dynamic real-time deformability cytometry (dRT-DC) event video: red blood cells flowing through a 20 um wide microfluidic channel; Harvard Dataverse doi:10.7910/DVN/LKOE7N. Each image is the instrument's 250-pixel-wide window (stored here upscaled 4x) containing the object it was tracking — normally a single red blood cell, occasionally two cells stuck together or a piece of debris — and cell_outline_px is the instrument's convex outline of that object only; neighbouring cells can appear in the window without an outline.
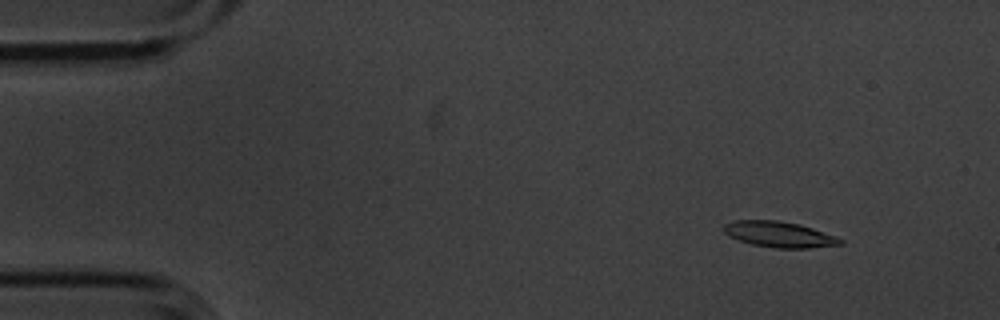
{"species": "common noctule bat (a hibernating species)", "species_latin": "Nyctalus noctula", "temperature_condition": "cold", "stored_images_in_passage": 5, "camera_frame_rate_fps": 3000, "um_per_image_px": 0.085, "animal": {"sex": "male", "body_mass_g": 20.1, "forearm_length_mm": 53.5}, "frame": {"image": 1, "passage_image": 2, "time_ms": 0.333, "image_size_px": [1000, 320], "cell_outline_px": [[844, 244], [808, 248], [776, 248], [752, 244], [728, 236], [724, 232], [724, 224], [732, 220], [776, 220], [800, 224], [836, 236], [844, 240]], "centroid_in_image_um": [66.24, 19.92], "position_along_channel_um": 18.8, "area_um2": 17.51}}
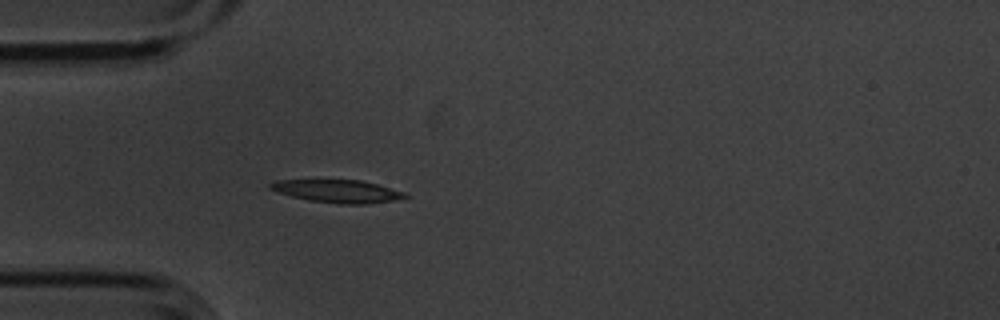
{"frame": {"image": 2, "passage_image": 5, "time_ms": 1.333, "image_size_px": [1000, 320], "cell_outline_px": [[412, 196], [392, 200], [368, 204], [340, 204], [308, 200], [276, 192], [268, 188], [268, 184], [276, 180], [360, 180], [376, 184], [404, 192]], "centroid_in_image_um": [28.66, 16.25], "position_along_channel_um": 56.3, "area_um2": 17.86}}